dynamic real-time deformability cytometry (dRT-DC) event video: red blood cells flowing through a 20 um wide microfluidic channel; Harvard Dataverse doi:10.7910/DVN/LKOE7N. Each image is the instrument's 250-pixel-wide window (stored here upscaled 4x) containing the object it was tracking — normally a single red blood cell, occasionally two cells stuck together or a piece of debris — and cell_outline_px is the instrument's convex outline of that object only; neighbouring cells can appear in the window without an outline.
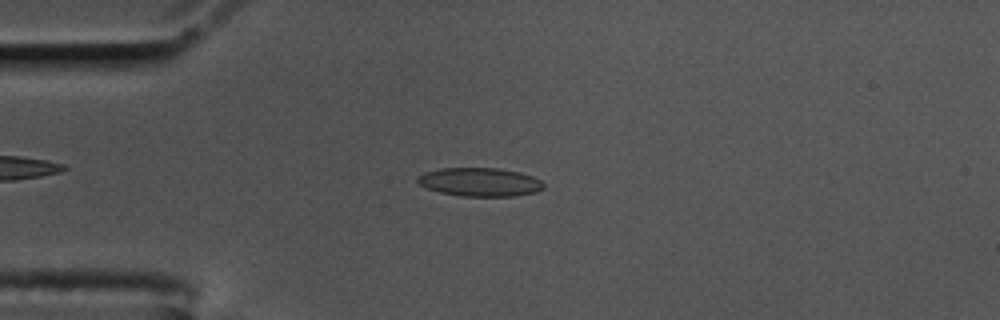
{"species": "common noctule bat (a hibernating species)", "species_latin": "Nyctalus noctula", "temperature_condition": "cold", "stored_images_in_passage": 46, "camera_frame_rate_fps": 3000, "um_per_image_px": 0.085, "animal": {"sex": "male", "body_mass_g": 17.5, "forearm_length_mm": 52.3}, "frame": {"image": 1, "passage_image": 3, "time_ms": 0.667, "image_size_px": [1000, 320], "cell_outline_px": [[544, 188], [536, 192], [516, 196], [460, 196], [440, 192], [428, 188], [420, 184], [416, 180], [416, 176], [424, 172], [440, 168], [496, 168], [520, 172], [532, 176], [540, 180], [544, 184]], "centroid_in_image_um": [40.78, 15.47], "position_along_channel_um": 44.2, "area_um2": 21.04}}
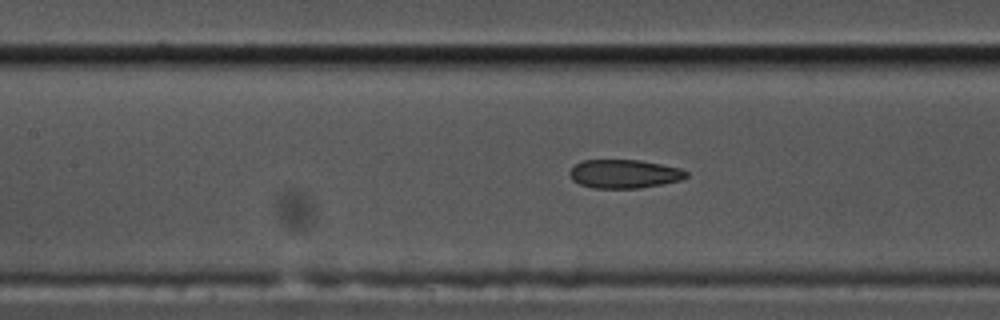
{"frame": {"image": 2, "passage_image": 14, "time_ms": 4.333, "image_size_px": [1000, 320], "cell_outline_px": [[688, 176], [680, 180], [640, 188], [592, 188], [580, 184], [572, 180], [568, 172], [576, 164], [584, 160], [640, 160], [680, 168], [688, 172]], "centroid_in_image_um": [53.04, 14.78], "position_along_channel_um": 154.4, "area_um2": 19.36}}
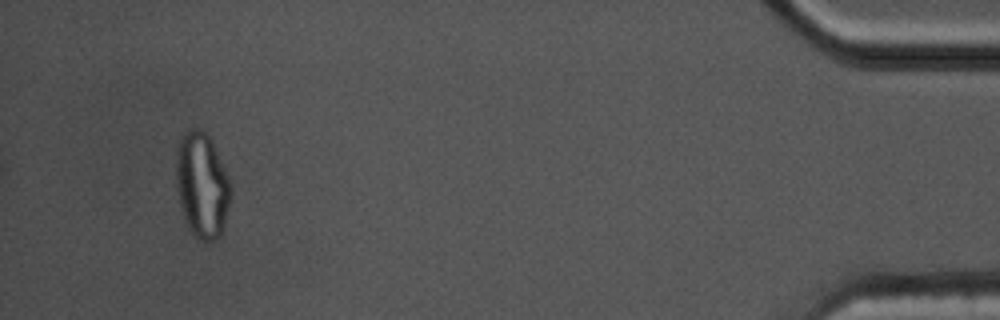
{"frame": {"image": 3, "passage_image": 43, "time_ms": 14.0, "image_size_px": [1000, 320], "cell_outline_px": [[232, 192], [224, 224], [220, 236], [216, 240], [208, 244], [204, 244], [188, 228], [180, 204], [176, 188], [176, 148], [180, 136], [188, 128], [200, 128], [212, 140], [232, 188]], "centroid_in_image_um": [17.15, 15.74], "position_along_channel_um": 418.0, "area_um2": 33.87}, "authors_computed_cell_mechanics": {"area_um2": 20.9814, "velocity_mm_per_s": 3.4866, "shape_relaxation_time_tau1_ms": null, "shape_relaxation_time_tau2_ms": 2.2353, "deformation_change_tau1": null, "deformation_change_tau2": 0.0984}}